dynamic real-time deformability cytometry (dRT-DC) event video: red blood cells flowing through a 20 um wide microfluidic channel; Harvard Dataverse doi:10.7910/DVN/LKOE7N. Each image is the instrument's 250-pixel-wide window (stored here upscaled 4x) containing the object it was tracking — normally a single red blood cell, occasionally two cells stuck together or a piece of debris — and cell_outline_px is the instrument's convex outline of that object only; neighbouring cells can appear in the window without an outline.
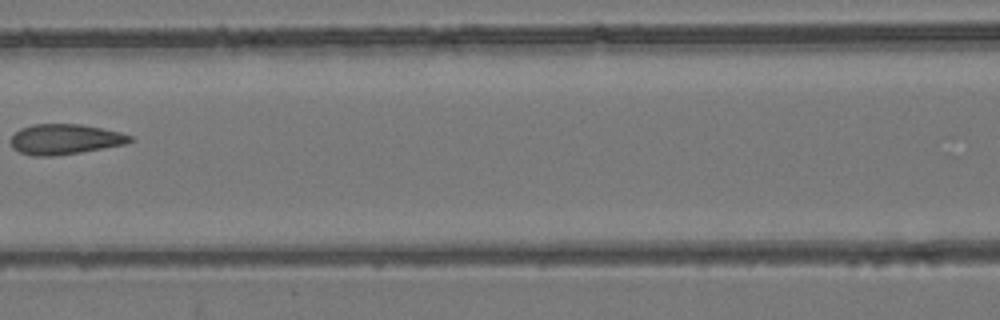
{"species": "common noctule bat (a hibernating species)", "species_latin": "Nyctalus noctula", "temperature_condition": "room temperature", "stored_images_in_passage": 7, "camera_frame_rate_fps": 3000, "um_per_image_px": 0.085, "animal": {"sex": "female", "body_mass_g": 24.6, "forearm_length_mm": 56.2}, "frame": {"image": 1, "passage_image": 7, "time_ms": 7.0, "image_size_px": [1000, 320], "cell_outline_px": [[132, 140], [124, 144], [80, 152], [52, 156], [32, 156], [20, 152], [12, 148], [12, 136], [20, 128], [32, 124], [80, 124], [120, 132], [132, 136]], "centroid_in_image_um": [5.49, 11.83], "position_along_channel_um": 161.1, "area_um2": 20.81}}